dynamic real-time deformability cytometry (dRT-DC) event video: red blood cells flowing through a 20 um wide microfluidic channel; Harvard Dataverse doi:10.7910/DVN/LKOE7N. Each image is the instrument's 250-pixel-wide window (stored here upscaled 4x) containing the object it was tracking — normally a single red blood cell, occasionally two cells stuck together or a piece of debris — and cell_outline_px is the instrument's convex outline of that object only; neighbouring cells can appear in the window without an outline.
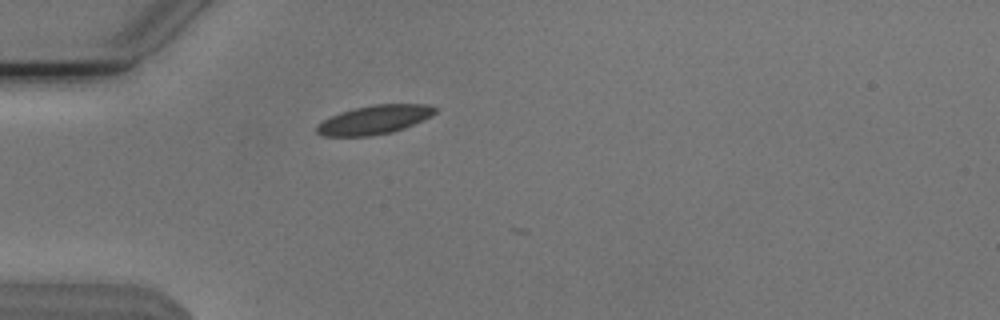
{"species": "Egyptian fruit bat (a non-hibernating species)", "species_latin": "Rousettus aegyptiacus", "temperature_condition": "cold", "stored_images_in_passage": 2, "camera_frame_rate_fps": 3000, "um_per_image_px": 0.085, "animal": {"sex": "male"}, "frame": {"image": 1, "passage_image": 1, "time_ms": 0.0, "image_size_px": [1000, 320], "cell_outline_px": [[436, 112], [404, 128], [392, 132], [368, 136], [324, 136], [316, 132], [316, 128], [324, 120], [340, 112], [372, 104], [428, 104], [436, 108]], "centroid_in_image_um": [31.8, 10.17], "position_along_channel_um": 53.2, "area_um2": 19.48}}